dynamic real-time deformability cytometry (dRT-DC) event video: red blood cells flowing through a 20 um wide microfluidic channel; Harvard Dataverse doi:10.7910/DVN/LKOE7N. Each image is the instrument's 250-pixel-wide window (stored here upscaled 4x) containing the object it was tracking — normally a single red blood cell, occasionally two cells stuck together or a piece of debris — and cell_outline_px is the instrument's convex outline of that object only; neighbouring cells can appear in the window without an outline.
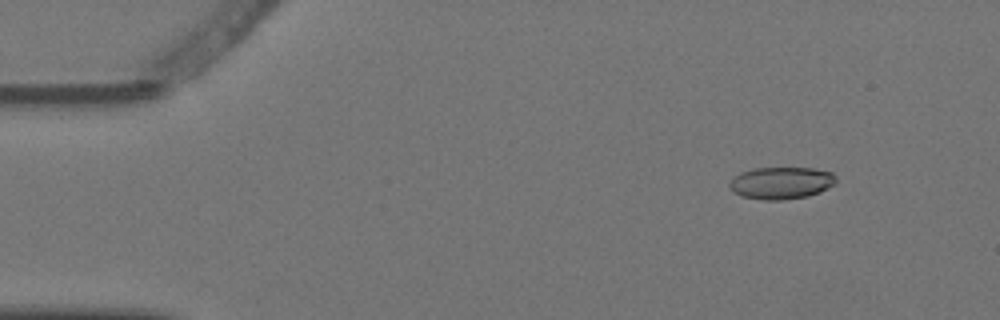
{"species": "Egyptian fruit bat (a non-hibernating species)", "species_latin": "Rousettus aegyptiacus", "temperature_condition": "warm", "stored_images_in_passage": 3, "camera_frame_rate_fps": 3000, "um_per_image_px": 0.085, "animal": {"sex": "female"}, "frame": {"image": 1, "passage_image": 1, "time_ms": 0.0, "image_size_px": [1000, 320], "cell_outline_px": [[836, 180], [828, 188], [820, 192], [808, 196], [780, 200], [764, 200], [740, 196], [732, 192], [728, 184], [740, 172], [756, 168], [816, 168], [832, 172], [836, 176]], "centroid_in_image_um": [66.4, 15.55], "position_along_channel_um": 18.6, "area_um2": 20.0}}
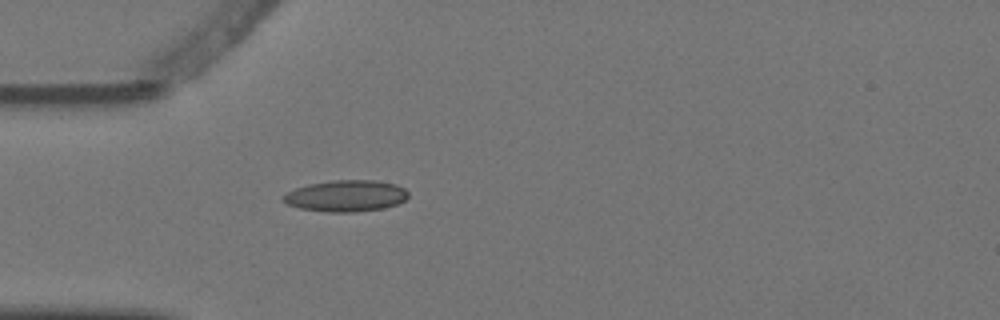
{"frame": {"image": 2, "passage_image": 3, "time_ms": 0.667, "image_size_px": [1000, 320], "cell_outline_px": [[408, 196], [404, 200], [396, 204], [384, 208], [356, 212], [328, 212], [300, 208], [288, 204], [280, 200], [280, 196], [296, 188], [308, 184], [332, 180], [376, 180], [396, 184], [404, 188], [408, 192]], "centroid_in_image_um": [29.39, 16.64], "position_along_channel_um": 55.6, "area_um2": 23.0}}